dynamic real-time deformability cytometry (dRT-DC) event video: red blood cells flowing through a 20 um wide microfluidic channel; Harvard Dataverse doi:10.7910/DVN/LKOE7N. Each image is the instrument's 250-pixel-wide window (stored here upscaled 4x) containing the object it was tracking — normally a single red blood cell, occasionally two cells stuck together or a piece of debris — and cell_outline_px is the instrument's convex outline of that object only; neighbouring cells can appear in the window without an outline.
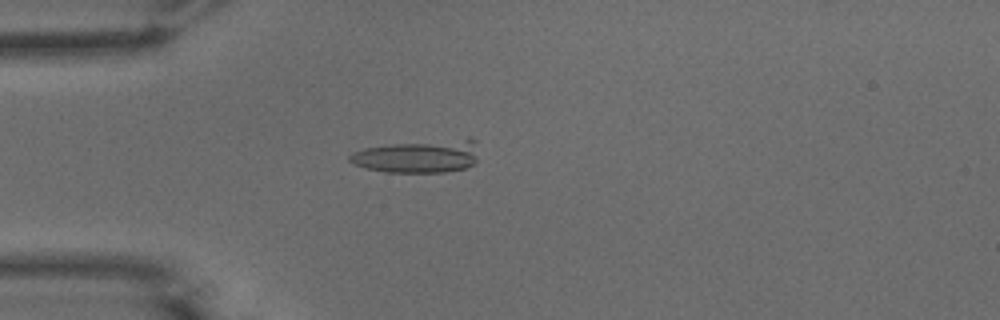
{"species": "common noctule bat (a hibernating species)", "species_latin": "Nyctalus noctula", "temperature_condition": "warm", "stored_images_in_passage": 14, "camera_frame_rate_fps": 3000, "um_per_image_px": 0.085, "animal": {"sex": "male", "body_mass_g": 15.6}, "frame": {"image": 1, "passage_image": 1, "time_ms": 0.0, "image_size_px": [1000, 320], "cell_outline_px": [[476, 160], [472, 164], [464, 168], [444, 172], [384, 172], [364, 168], [352, 164], [348, 160], [348, 156], [352, 152], [364, 148], [392, 144], [468, 136], [476, 140]], "centroid_in_image_um": [35.55, 13.26], "position_along_channel_um": 49.4, "area_um2": 25.2}}
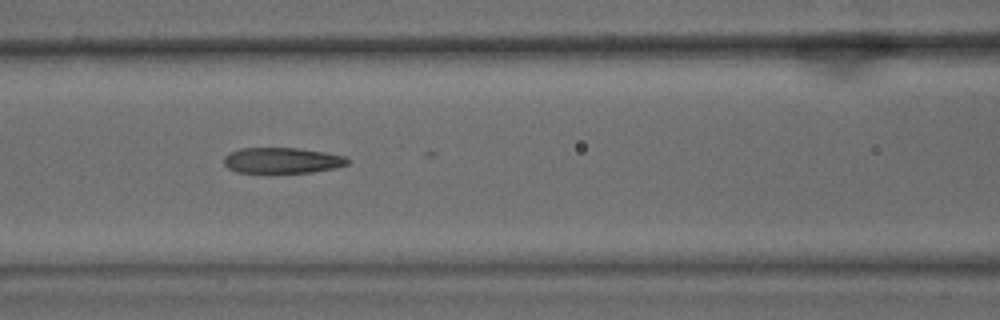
{"frame": {"image": 2, "passage_image": 9, "time_ms": 2.667, "image_size_px": [1000, 320], "cell_outline_px": [[348, 164], [336, 168], [312, 172], [236, 172], [228, 168], [224, 164], [224, 156], [228, 152], [240, 148], [300, 148], [324, 152], [344, 156], [348, 160]], "centroid_in_image_um": [23.95, 13.63], "position_along_channel_um": 142.6, "area_um2": 18.5}}
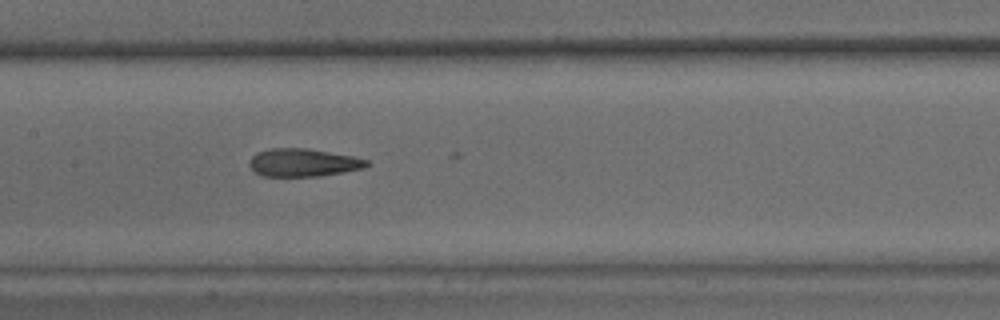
{"frame": {"image": 3, "passage_image": 12, "time_ms": 3.667, "image_size_px": [1000, 320], "cell_outline_px": [[372, 164], [364, 168], [344, 172], [320, 176], [264, 176], [256, 172], [248, 164], [248, 160], [256, 152], [272, 148], [304, 148], [352, 156], [368, 160]], "centroid_in_image_um": [25.77, 13.82], "position_along_channel_um": 181.6, "area_um2": 19.07}}